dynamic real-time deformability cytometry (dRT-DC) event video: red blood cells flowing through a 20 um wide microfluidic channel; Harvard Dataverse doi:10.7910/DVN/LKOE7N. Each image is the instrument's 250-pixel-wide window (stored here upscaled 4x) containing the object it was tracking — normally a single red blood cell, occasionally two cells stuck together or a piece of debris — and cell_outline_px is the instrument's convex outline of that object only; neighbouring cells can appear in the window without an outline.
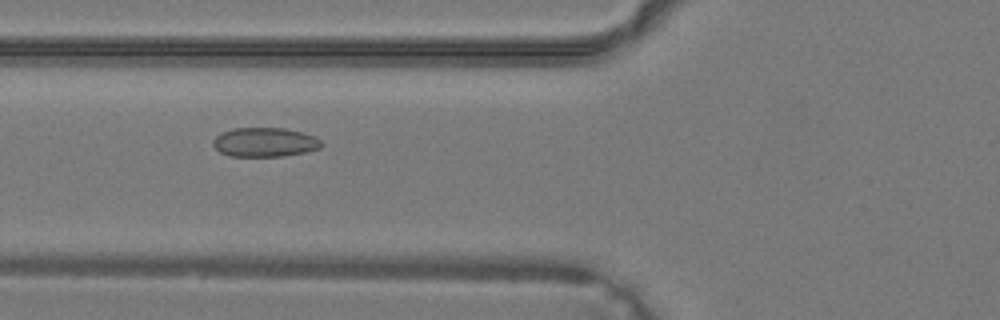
{"species": "common noctule bat (a hibernating species)", "species_latin": "Nyctalus noctula", "temperature_condition": "warm", "stored_images_in_passage": 41, "camera_frame_rate_fps": 3000, "um_per_image_px": 0.085, "animal": {"sex": "male", "body_mass_g": 19.2, "forearm_length_mm": 51.8}, "frame": {"image": 1, "passage_image": 17, "time_ms": 5.333, "image_size_px": [1000, 320], "cell_outline_px": [[324, 144], [320, 148], [304, 152], [284, 156], [228, 156], [220, 152], [212, 144], [212, 140], [220, 132], [232, 128], [284, 128], [316, 136]], "centroid_in_image_um": [22.48, 12.08], "position_along_channel_um": 103.3, "area_um2": 18.55}}
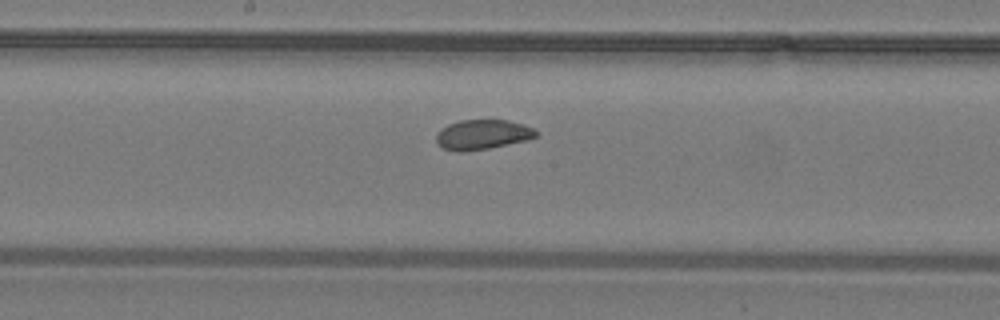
{"frame": {"image": 2, "passage_image": 23, "time_ms": 7.333, "image_size_px": [1000, 320], "cell_outline_px": [[540, 132], [536, 136], [528, 140], [488, 148], [460, 152], [444, 148], [436, 140], [436, 132], [440, 128], [448, 124], [460, 120], [508, 120], [532, 128]], "centroid_in_image_um": [41.0, 11.43], "position_along_channel_um": 207.2, "area_um2": 17.22}}
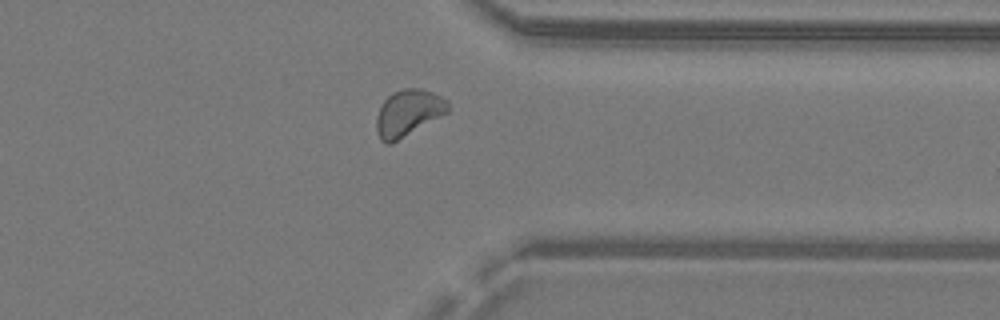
{"frame": {"image": 3, "passage_image": 33, "time_ms": 10.667, "image_size_px": [1000, 320], "cell_outline_px": [[448, 112], [396, 140], [388, 144], [380, 140], [376, 132], [376, 116], [384, 100], [392, 92], [400, 88], [420, 88], [432, 92], [448, 100]], "centroid_in_image_um": [34.67, 9.56], "position_along_channel_um": 376.7, "area_um2": 19.07}}